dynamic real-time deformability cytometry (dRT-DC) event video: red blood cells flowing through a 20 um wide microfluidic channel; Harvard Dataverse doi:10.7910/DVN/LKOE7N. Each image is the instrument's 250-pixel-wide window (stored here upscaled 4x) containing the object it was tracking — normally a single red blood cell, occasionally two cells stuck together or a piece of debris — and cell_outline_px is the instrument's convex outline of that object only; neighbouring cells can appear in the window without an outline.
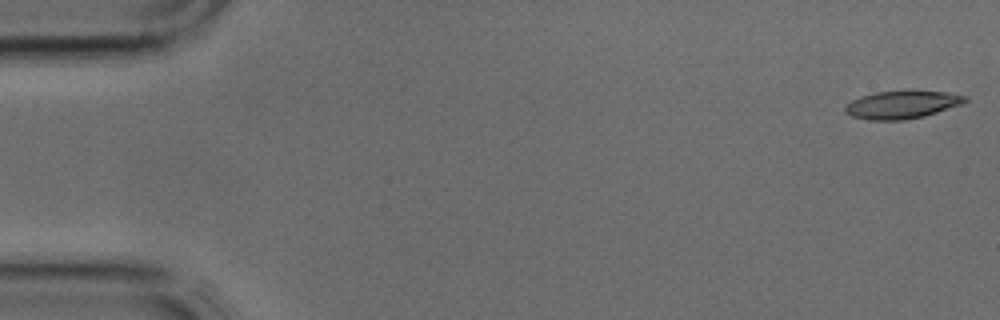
{"species": "common noctule bat (a hibernating species)", "species_latin": "Nyctalus noctula", "temperature_condition": "cold", "stored_images_in_passage": 4, "camera_frame_rate_fps": 3000, "um_per_image_px": 0.085, "animal": {"sex": "male", "body_mass_g": 17.9, "forearm_length_mm": 54.2}, "frame": {"image": 1, "passage_image": 1, "time_ms": 0.0, "image_size_px": [1000, 320], "cell_outline_px": [[968, 100], [960, 104], [924, 116], [904, 120], [868, 120], [852, 116], [844, 112], [844, 108], [852, 100], [860, 96], [876, 92], [904, 88], [912, 88], [948, 92], [968, 96]], "centroid_in_image_um": [76.68, 8.84], "position_along_channel_um": 8.3, "area_um2": 20.17}}